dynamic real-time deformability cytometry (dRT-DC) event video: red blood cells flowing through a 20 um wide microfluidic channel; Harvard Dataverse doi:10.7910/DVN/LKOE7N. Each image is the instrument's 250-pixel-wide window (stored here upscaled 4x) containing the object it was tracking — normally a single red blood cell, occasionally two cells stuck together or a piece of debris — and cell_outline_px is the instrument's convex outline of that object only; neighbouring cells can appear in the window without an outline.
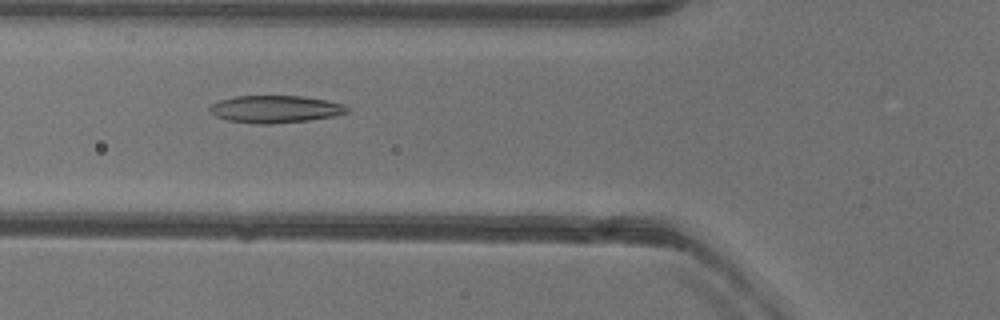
{"species": "common noctule bat (a hibernating species)", "species_latin": "Nyctalus noctula", "temperature_condition": "warm", "stored_images_in_passage": 14, "camera_frame_rate_fps": 3000, "um_per_image_px": 0.085, "animal": {"sex": "female"}, "frame": {"image": 1, "passage_image": 5, "time_ms": 1.333, "image_size_px": [1000, 320], "cell_outline_px": [[352, 112], [336, 116], [308, 120], [268, 124], [260, 124], [228, 120], [216, 116], [208, 112], [208, 108], [212, 104], [220, 100], [236, 96], [304, 96], [344, 104], [352, 108]], "centroid_in_image_um": [23.45, 9.27], "position_along_channel_um": 102.3, "area_um2": 22.02}}
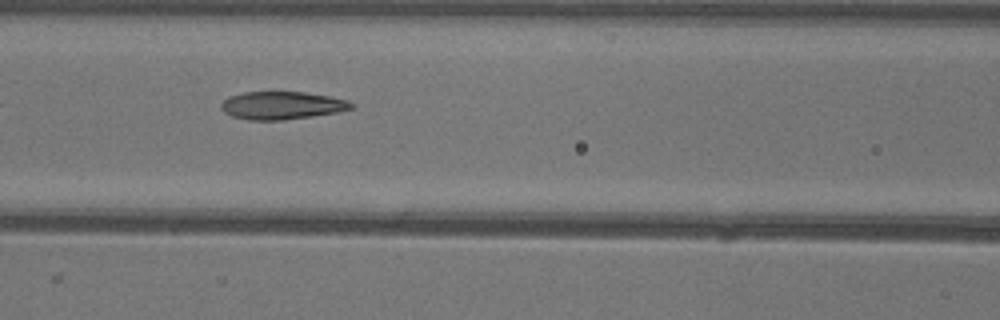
{"frame": {"image": 2, "passage_image": 8, "time_ms": 2.333, "image_size_px": [1000, 320], "cell_outline_px": [[356, 104], [352, 108], [336, 112], [312, 116], [284, 120], [248, 120], [232, 116], [224, 112], [220, 108], [220, 104], [228, 96], [244, 92], [304, 92], [328, 96], [348, 100]], "centroid_in_image_um": [23.94, 8.96], "position_along_channel_um": 142.7, "area_um2": 21.15}}